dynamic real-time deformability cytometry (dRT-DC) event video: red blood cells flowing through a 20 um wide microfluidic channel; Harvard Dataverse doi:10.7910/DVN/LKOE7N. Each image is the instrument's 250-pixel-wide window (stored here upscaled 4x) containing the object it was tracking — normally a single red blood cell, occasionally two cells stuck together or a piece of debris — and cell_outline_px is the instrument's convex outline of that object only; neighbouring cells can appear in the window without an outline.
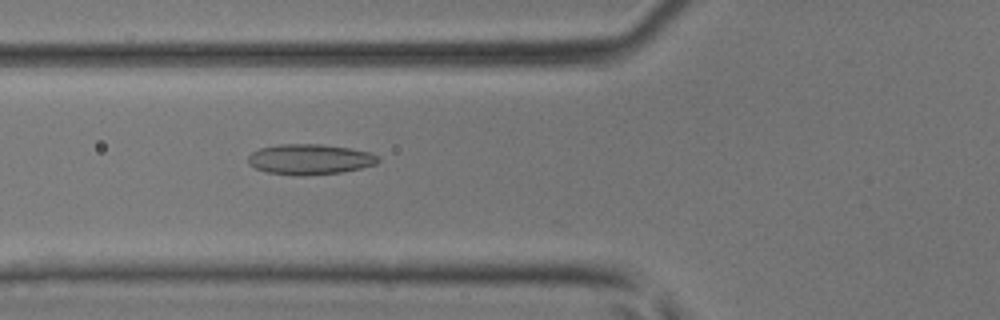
{"species": "common noctule bat (a hibernating species)", "species_latin": "Nyctalus noctula", "temperature_condition": "room temperature", "stored_images_in_passage": 47, "camera_frame_rate_fps": 3000, "um_per_image_px": 0.085, "animal": {"sex": "male", "body_mass_g": 17.9, "forearm_length_mm": 54.2}, "frame": {"image": 1, "passage_image": 18, "time_ms": 5.667, "image_size_px": [1000, 320], "cell_outline_px": [[380, 160], [376, 164], [360, 168], [340, 172], [304, 176], [296, 176], [268, 172], [256, 168], [248, 164], [248, 156], [252, 152], [260, 148], [280, 144], [320, 144], [348, 148], [368, 152], [380, 156]], "centroid_in_image_um": [26.32, 13.54], "position_along_channel_um": 99.5, "area_um2": 23.0}}
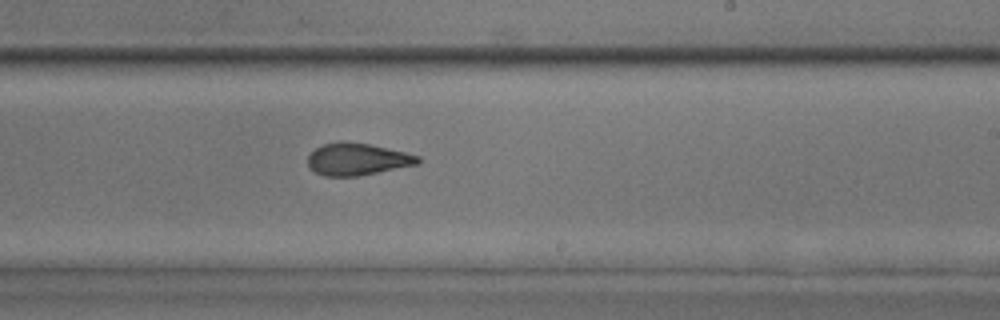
{"frame": {"image": 2, "passage_image": 29, "time_ms": 9.333, "image_size_px": [1000, 320], "cell_outline_px": [[420, 164], [356, 176], [324, 176], [308, 168], [308, 156], [320, 144], [340, 140], [344, 140], [368, 144], [404, 152], [420, 156]], "centroid_in_image_um": [30.34, 13.52], "position_along_channel_um": 258.7, "area_um2": 20.69}}
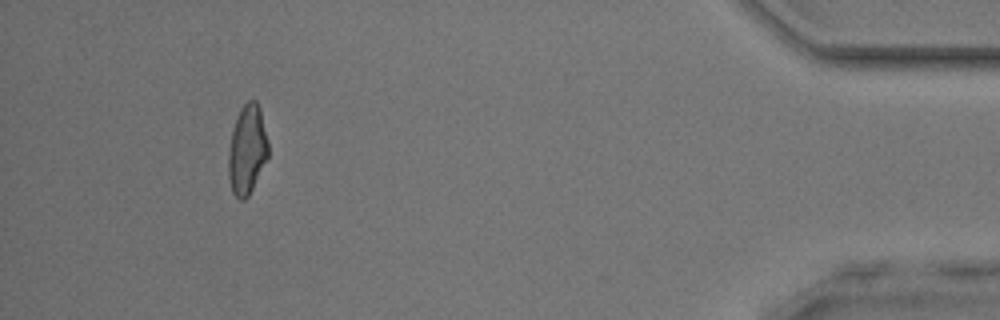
{"frame": {"image": 3, "passage_image": 44, "time_ms": 14.333, "image_size_px": [1000, 320], "cell_outline_px": [[268, 156], [248, 196], [244, 200], [240, 200], [232, 192], [228, 176], [228, 152], [232, 132], [236, 116], [240, 108], [248, 100], [256, 100], [260, 108], [268, 144]], "centroid_in_image_um": [20.99, 12.71], "position_along_channel_um": 414.2, "area_um2": 20.58}}